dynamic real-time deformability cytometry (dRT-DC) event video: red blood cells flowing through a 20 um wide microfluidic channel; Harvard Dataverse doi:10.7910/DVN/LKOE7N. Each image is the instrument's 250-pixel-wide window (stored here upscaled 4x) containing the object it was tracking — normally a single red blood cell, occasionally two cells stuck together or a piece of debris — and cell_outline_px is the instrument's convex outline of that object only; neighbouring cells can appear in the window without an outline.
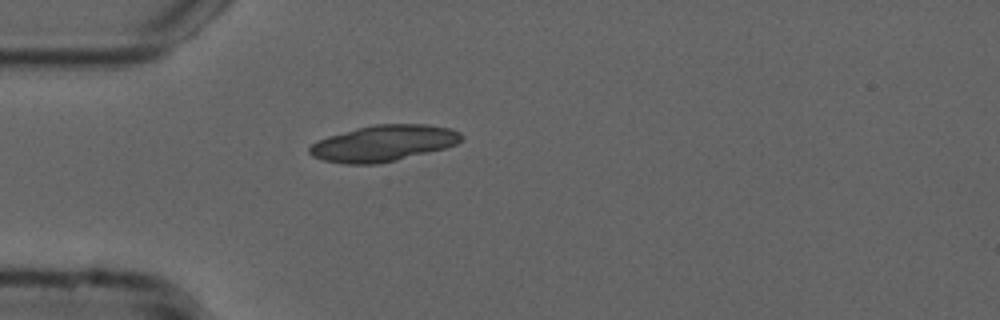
{"species": "common noctule bat (a hibernating species)", "species_latin": "Nyctalus noctula", "temperature_condition": "cold", "stored_images_in_passage": 40, "camera_frame_rate_fps": 3000, "um_per_image_px": 0.085, "animal": {"sex": "male", "forearm_length_mm": 52.5}, "frame": {"image": 1, "passage_image": 1, "time_ms": 0.0, "image_size_px": [1000, 320], "cell_outline_px": [[464, 136], [456, 144], [444, 148], [396, 160], [376, 164], [344, 164], [324, 160], [312, 156], [308, 152], [308, 148], [312, 144], [328, 136], [356, 128], [376, 124], [428, 124], [452, 128], [460, 132]], "centroid_in_image_um": [32.6, 12.17], "position_along_channel_um": 52.4, "area_um2": 31.91}}
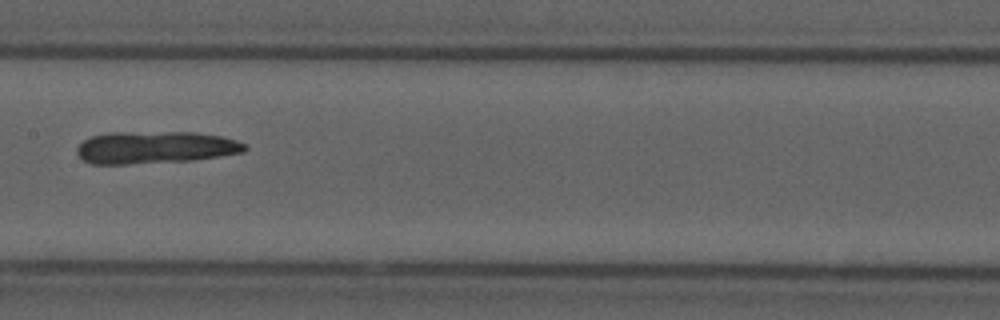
{"frame": {"image": 2, "passage_image": 13, "time_ms": 4.0, "image_size_px": [1000, 320], "cell_outline_px": [[248, 148], [244, 152], [192, 160], [128, 164], [88, 164], [76, 152], [76, 148], [84, 140], [92, 136], [108, 132], [196, 132], [220, 136], [236, 140], [248, 144]], "centroid_in_image_um": [13.19, 12.53], "position_along_channel_um": 194.2, "area_um2": 31.73}}
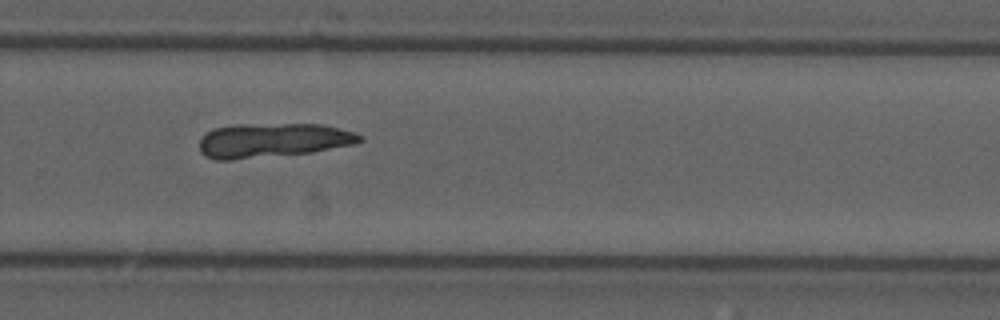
{"frame": {"image": 3, "passage_image": 22, "time_ms": 7.0, "image_size_px": [1000, 320], "cell_outline_px": [[364, 140], [356, 144], [312, 152], [232, 160], [216, 160], [204, 156], [200, 152], [200, 140], [212, 128], [236, 124], [320, 124], [352, 132], [360, 136]], "centroid_in_image_um": [23.14, 11.93], "position_along_channel_um": 306.7, "area_um2": 32.02}}